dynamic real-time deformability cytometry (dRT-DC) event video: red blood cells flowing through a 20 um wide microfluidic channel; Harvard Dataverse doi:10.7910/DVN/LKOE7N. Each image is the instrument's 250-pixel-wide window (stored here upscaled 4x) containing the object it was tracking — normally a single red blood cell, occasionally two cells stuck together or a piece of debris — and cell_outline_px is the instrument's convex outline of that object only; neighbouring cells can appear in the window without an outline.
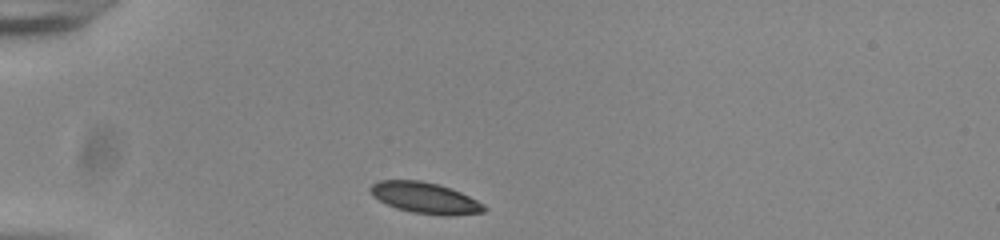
{"species": "common noctule bat (a hibernating species)", "species_latin": "Nyctalus noctula", "temperature_condition": "room temperature", "stored_images_in_passage": 32, "camera_frame_rate_fps": 3000, "um_per_image_px": 0.085, "animal": {"sex": "male", "body_mass_g": 20.0, "forearm_length_mm": 53.3}, "frame": {"image": 1, "passage_image": 1, "time_ms": 0.0, "image_size_px": [1000, 240], "cell_outline_px": [[488, 208], [484, 212], [448, 216], [444, 216], [412, 212], [396, 208], [372, 196], [368, 188], [372, 184], [380, 180], [420, 180], [440, 184], [460, 192], [484, 204]], "centroid_in_image_um": [36.13, 16.82], "position_along_channel_um": 48.9, "area_um2": 20.63}}
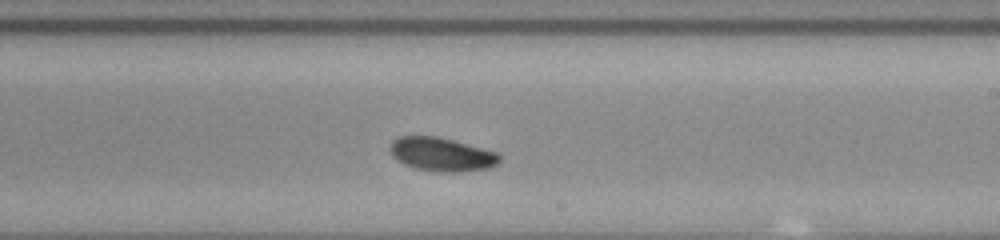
{"frame": {"image": 2, "passage_image": 19, "time_ms": 6.0, "image_size_px": [1000, 240], "cell_outline_px": [[500, 160], [496, 164], [488, 168], [460, 172], [440, 172], [416, 168], [404, 164], [396, 160], [392, 156], [392, 140], [400, 136], [436, 136], [452, 140], [496, 152], [500, 156]], "centroid_in_image_um": [37.53, 13.13], "position_along_channel_um": 251.5, "area_um2": 21.15}}
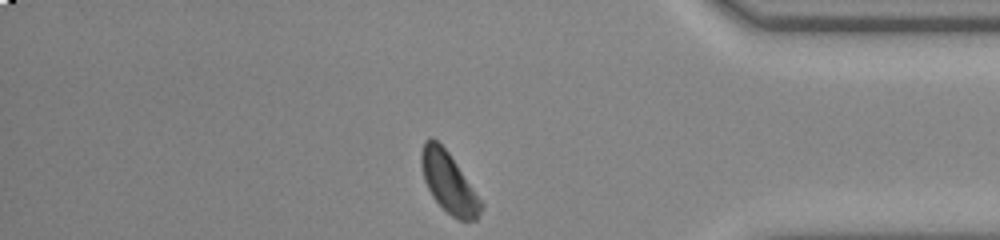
{"frame": {"image": 3, "passage_image": 32, "time_ms": 10.333, "image_size_px": [1000, 240], "cell_outline_px": [[484, 208], [476, 220], [460, 220], [452, 216], [432, 196], [424, 180], [420, 164], [420, 156], [424, 140], [428, 136], [432, 136], [448, 152], [484, 204]], "centroid_in_image_um": [38.13, 15.5], "position_along_channel_um": 397.1, "area_um2": 20.87}, "authors_computed_cell_mechanics": {"area_um2": 21.3571, "velocity_mm_per_s": 3.8404, "shape_relaxation_time_tau1_ms": 2.0185, "shape_relaxation_time_tau2_ms": null, "deformation_change_tau1": 0.0891, "deformation_change_tau2": null}}